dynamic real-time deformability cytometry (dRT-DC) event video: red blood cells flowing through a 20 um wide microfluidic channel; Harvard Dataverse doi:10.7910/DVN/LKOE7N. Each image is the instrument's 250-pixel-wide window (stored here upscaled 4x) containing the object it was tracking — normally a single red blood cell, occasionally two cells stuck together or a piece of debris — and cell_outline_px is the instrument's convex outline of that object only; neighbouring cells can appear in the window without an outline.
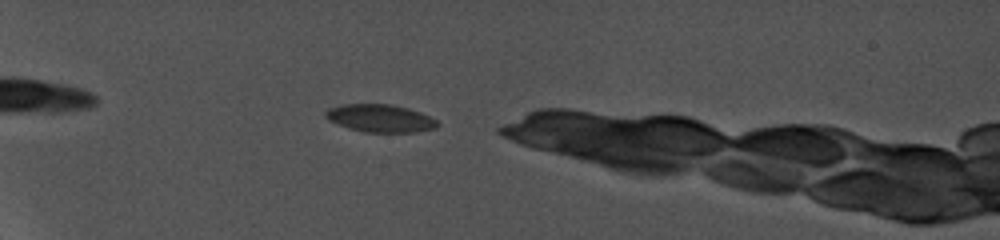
{"species": "common noctule bat (a hibernating species)", "species_latin": "Nyctalus noctula", "temperature_condition": "cold", "stored_images_in_passage": 5, "camera_frame_rate_fps": 5000, "um_per_image_px": 0.085, "animal": {"sex": "female", "body_mass_g": 19.0, "forearm_length_mm": 56.7}, "frame": {"image": 1, "passage_image": 1, "time_ms": 0.0, "image_size_px": [1000, 240], "cell_outline_px": [[436, 124], [432, 128], [408, 132], [368, 132], [352, 128], [340, 124], [332, 120], [324, 112], [328, 108], [344, 104], [388, 104], [404, 108], [428, 116], [436, 120]], "centroid_in_image_um": [32.27, 10.04], "position_along_channel_um": 52.7, "area_um2": 17.05}}
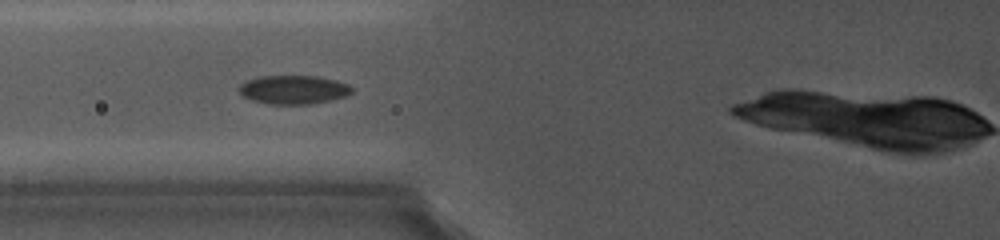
{"frame": {"image": 2, "passage_image": 4, "time_ms": 2.6, "image_size_px": [1000, 240], "cell_outline_px": [[352, 92], [344, 96], [328, 100], [308, 104], [272, 104], [256, 100], [244, 96], [240, 92], [240, 84], [248, 80], [260, 76], [320, 76], [336, 80], [348, 84], [352, 88]], "centroid_in_image_um": [24.98, 7.6], "position_along_channel_um": 100.8, "area_um2": 18.5}}